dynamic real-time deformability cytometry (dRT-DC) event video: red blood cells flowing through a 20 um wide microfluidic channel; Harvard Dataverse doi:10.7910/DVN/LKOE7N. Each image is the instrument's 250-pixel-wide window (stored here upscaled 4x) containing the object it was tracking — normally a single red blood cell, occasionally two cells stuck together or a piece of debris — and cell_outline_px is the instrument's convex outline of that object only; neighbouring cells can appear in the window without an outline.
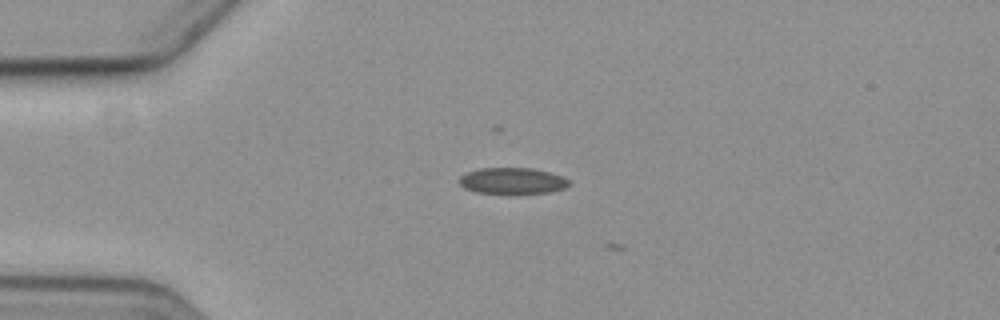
{"species": "common noctule bat (a hibernating species)", "species_latin": "Nyctalus noctula", "temperature_condition": "cold", "stored_images_in_passage": 5, "camera_frame_rate_fps": 3000, "um_per_image_px": 0.085, "animal": {"sex": "female", "body_mass_g": 19.3, "forearm_length_mm": 54.1}, "frame": {"image": 1, "passage_image": 5, "time_ms": 4.667, "image_size_px": [1000, 320], "cell_outline_px": [[572, 184], [564, 188], [548, 192], [476, 192], [464, 188], [460, 184], [460, 176], [468, 172], [480, 168], [532, 168], [564, 176]], "centroid_in_image_um": [43.57, 15.34], "position_along_channel_um": 41.4, "area_um2": 16.36}}